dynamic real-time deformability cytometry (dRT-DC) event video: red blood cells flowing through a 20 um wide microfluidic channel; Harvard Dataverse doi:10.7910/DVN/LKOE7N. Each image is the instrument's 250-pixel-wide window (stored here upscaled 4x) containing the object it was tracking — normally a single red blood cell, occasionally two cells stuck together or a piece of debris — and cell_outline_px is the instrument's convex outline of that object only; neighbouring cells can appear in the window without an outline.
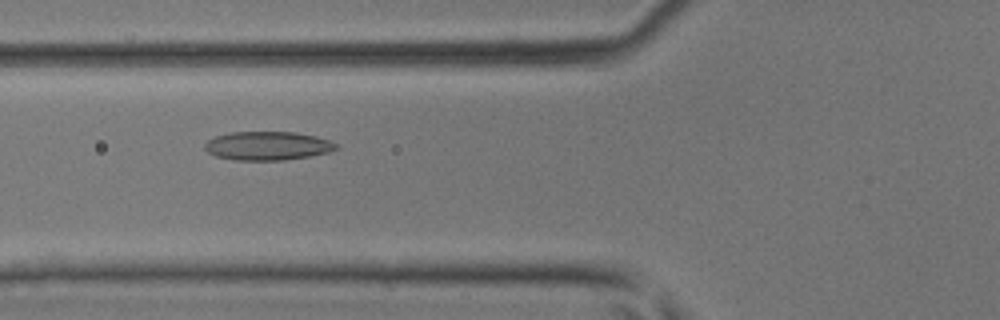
{"species": "common noctule bat (a hibernating species)", "species_latin": "Nyctalus noctula", "temperature_condition": "room temperature", "stored_images_in_passage": 31, "camera_frame_rate_fps": 3000, "um_per_image_px": 0.085, "animal": {"sex": "male", "body_mass_g": 17.9, "forearm_length_mm": 54.2}, "frame": {"image": 1, "passage_image": 10, "time_ms": 3.0, "image_size_px": [1000, 320], "cell_outline_px": [[340, 148], [328, 152], [308, 156], [284, 160], [236, 160], [216, 156], [208, 152], [204, 148], [204, 144], [208, 140], [216, 136], [232, 132], [296, 132], [316, 136], [340, 144]], "centroid_in_image_um": [22.77, 12.39], "position_along_channel_um": 103.0, "area_um2": 21.96}}
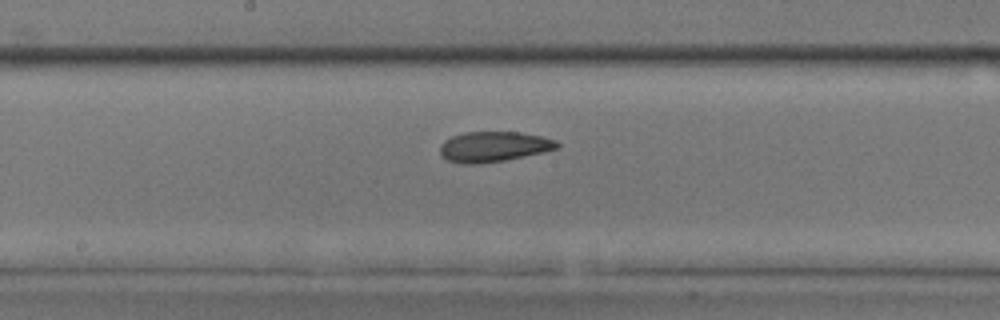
{"frame": {"image": 2, "passage_image": 17, "time_ms": 5.333, "image_size_px": [1000, 320], "cell_outline_px": [[560, 148], [544, 152], [504, 160], [480, 164], [460, 164], [448, 160], [440, 156], [440, 144], [444, 140], [452, 136], [464, 132], [520, 132], [540, 136], [556, 140], [560, 144]], "centroid_in_image_um": [41.94, 12.47], "position_along_channel_um": 206.3, "area_um2": 20.87}}
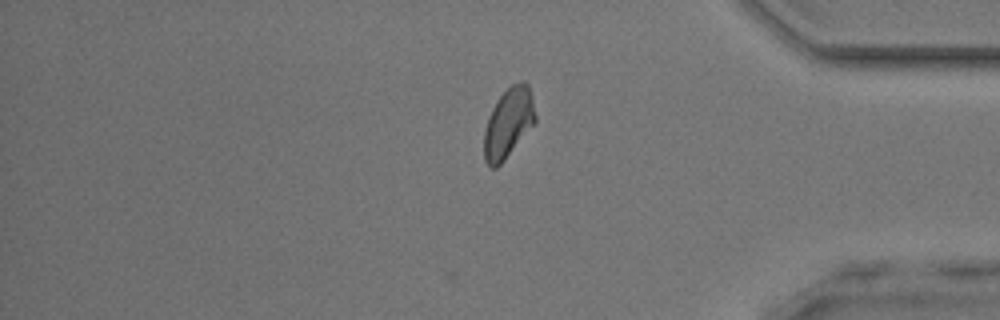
{"frame": {"image": 3, "passage_image": 31, "time_ms": 10.0, "image_size_px": [1000, 320], "cell_outline_px": [[536, 120], [504, 160], [496, 168], [492, 168], [484, 160], [484, 132], [488, 116], [496, 100], [512, 84], [520, 80], [524, 80], [528, 84], [532, 96], [536, 116]], "centroid_in_image_um": [43.2, 10.42], "position_along_channel_um": 392.0, "area_um2": 20.63}}